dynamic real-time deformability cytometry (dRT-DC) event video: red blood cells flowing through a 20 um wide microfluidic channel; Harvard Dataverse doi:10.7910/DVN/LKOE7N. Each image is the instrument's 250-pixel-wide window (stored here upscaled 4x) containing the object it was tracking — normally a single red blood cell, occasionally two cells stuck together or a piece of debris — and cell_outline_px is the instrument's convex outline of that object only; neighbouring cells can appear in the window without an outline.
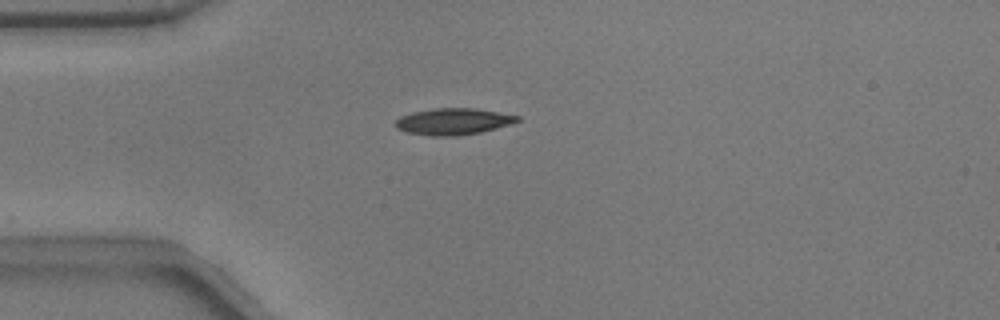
{"species": "common noctule bat (a hibernating species)", "species_latin": "Nyctalus noctula", "temperature_condition": "warm", "stored_images_in_passage": 8, "camera_frame_rate_fps": 3000, "um_per_image_px": 0.085, "animal": {"sex": "male", "body_mass_g": 17.9}, "frame": {"image": 1, "passage_image": 2, "time_ms": 0.333, "image_size_px": [1000, 320], "cell_outline_px": [[520, 120], [512, 124], [480, 132], [456, 136], [432, 136], [408, 132], [396, 128], [396, 120], [400, 116], [412, 112], [432, 108], [476, 108], [520, 116]], "centroid_in_image_um": [38.54, 10.32], "position_along_channel_um": 46.5, "area_um2": 18.84}}